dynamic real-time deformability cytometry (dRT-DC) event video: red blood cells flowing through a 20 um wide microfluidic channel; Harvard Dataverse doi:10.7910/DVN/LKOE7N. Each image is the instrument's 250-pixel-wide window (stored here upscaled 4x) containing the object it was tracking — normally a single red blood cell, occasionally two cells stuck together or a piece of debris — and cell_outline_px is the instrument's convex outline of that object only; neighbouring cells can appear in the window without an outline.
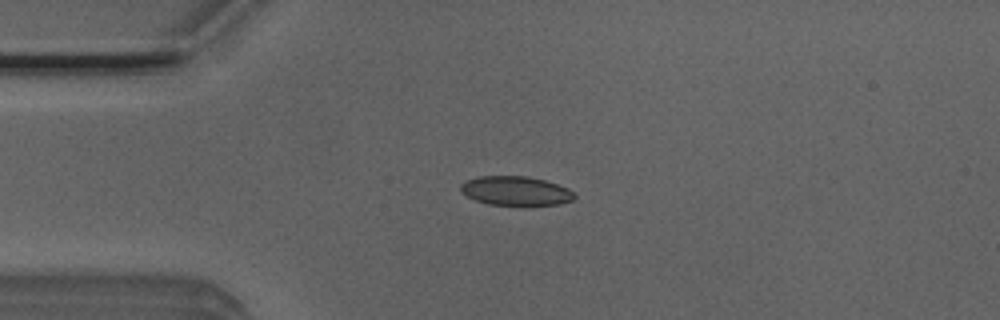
{"species": "Egyptian fruit bat (a non-hibernating species)", "species_latin": "Rousettus aegyptiacus", "temperature_condition": "room temperature", "stored_images_in_passage": 5, "camera_frame_rate_fps": 3000, "um_per_image_px": 0.085, "animal": {"sex": "male"}, "frame": {"image": 1, "passage_image": 4, "time_ms": 1.0, "image_size_px": [1000, 320], "cell_outline_px": [[576, 196], [572, 200], [560, 204], [488, 204], [476, 200], [460, 192], [460, 184], [468, 180], [480, 176], [528, 176], [544, 180], [568, 188]], "centroid_in_image_um": [43.81, 16.21], "position_along_channel_um": 41.2, "area_um2": 18.96}}